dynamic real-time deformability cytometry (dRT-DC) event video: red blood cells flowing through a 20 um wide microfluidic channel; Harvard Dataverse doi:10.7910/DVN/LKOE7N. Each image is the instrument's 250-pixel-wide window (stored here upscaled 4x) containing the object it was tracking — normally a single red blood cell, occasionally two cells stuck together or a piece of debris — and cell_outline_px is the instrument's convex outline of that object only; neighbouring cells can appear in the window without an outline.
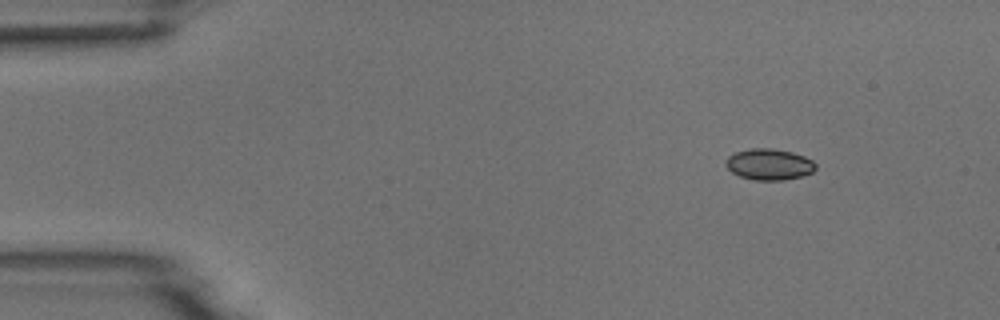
{"species": "common noctule bat (a hibernating species)", "species_latin": "Nyctalus noctula", "temperature_condition": "room temperature", "stored_images_in_passage": 4, "camera_frame_rate_fps": 3000, "um_per_image_px": 0.085, "animal": {"sex": "male", "body_mass_g": 18.8}, "frame": {"image": 1, "passage_image": 1, "time_ms": 0.0, "image_size_px": [1000, 320], "cell_outline_px": [[816, 168], [812, 172], [800, 176], [784, 180], [752, 180], [740, 176], [732, 172], [724, 164], [728, 156], [736, 152], [752, 148], [772, 148], [792, 152], [804, 156], [812, 160], [816, 164]], "centroid_in_image_um": [65.37, 13.97], "position_along_channel_um": 19.6, "area_um2": 16.3}}